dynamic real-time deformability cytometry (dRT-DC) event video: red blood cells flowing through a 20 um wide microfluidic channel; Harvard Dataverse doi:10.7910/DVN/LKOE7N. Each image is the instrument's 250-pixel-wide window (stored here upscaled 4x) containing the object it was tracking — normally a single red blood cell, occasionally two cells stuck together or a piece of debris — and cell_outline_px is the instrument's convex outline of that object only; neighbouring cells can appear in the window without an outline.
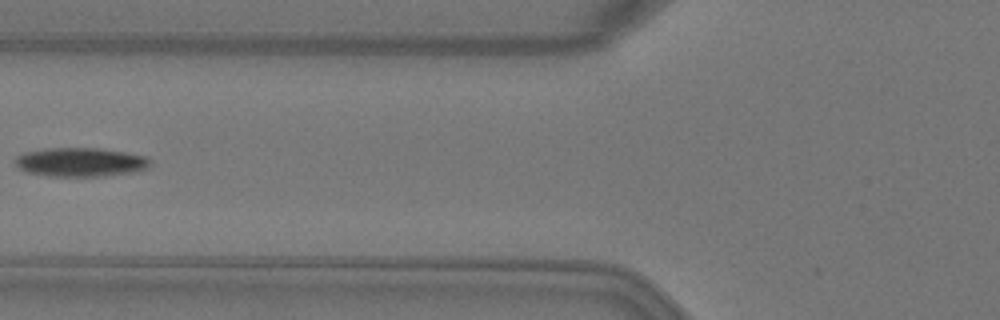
{"species": "Egyptian fruit bat (a non-hibernating species)", "species_latin": "Rousettus aegyptiacus", "temperature_condition": "warm", "stored_images_in_passage": 5, "camera_frame_rate_fps": 3000, "um_per_image_px": 0.085, "animal": {"sex": "female"}, "frame": {"image": 1, "passage_image": 5, "time_ms": 1.333, "image_size_px": [1000, 320], "cell_outline_px": [[152, 164], [148, 168], [132, 172], [104, 176], [48, 176], [28, 172], [20, 168], [16, 164], [16, 156], [24, 152], [48, 148], [96, 148], [124, 152], [144, 156], [152, 160]], "centroid_in_image_um": [6.86, 13.78], "position_along_channel_um": 118.9, "area_um2": 22.66}}